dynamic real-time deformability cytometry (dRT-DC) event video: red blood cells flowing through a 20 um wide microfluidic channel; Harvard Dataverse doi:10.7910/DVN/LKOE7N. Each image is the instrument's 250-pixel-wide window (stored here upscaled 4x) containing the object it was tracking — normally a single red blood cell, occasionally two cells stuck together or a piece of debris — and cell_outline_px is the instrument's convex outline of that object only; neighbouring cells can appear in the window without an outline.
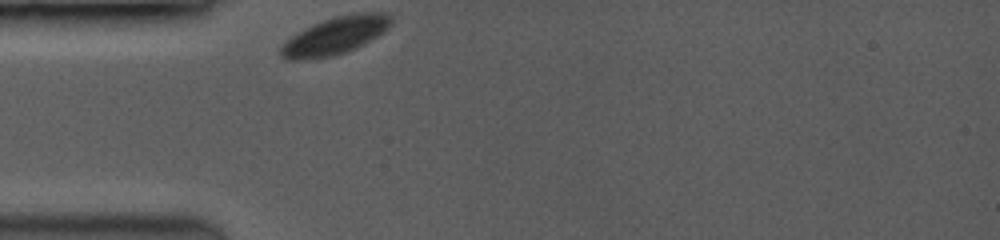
{"species": "common noctule bat (a hibernating species)", "species_latin": "Nyctalus noctula", "temperature_condition": "room temperature", "stored_images_in_passage": 1, "camera_frame_rate_fps": 3500, "um_per_image_px": 0.085, "animal": {"sex": "female", "body_mass_g": 19.0, "forearm_length_mm": 53.3}, "frame": {"image": 1, "passage_image": 1, "time_ms": 0.0, "image_size_px": [1000, 240], "cell_outline_px": [[392, 24], [384, 32], [364, 44], [356, 48], [332, 56], [304, 60], [284, 60], [280, 56], [280, 48], [292, 36], [304, 28], [312, 24], [336, 16], [356, 12], [388, 12], [392, 16]], "centroid_in_image_um": [28.52, 3.02], "position_along_channel_um": 56.5, "area_um2": 24.28}}